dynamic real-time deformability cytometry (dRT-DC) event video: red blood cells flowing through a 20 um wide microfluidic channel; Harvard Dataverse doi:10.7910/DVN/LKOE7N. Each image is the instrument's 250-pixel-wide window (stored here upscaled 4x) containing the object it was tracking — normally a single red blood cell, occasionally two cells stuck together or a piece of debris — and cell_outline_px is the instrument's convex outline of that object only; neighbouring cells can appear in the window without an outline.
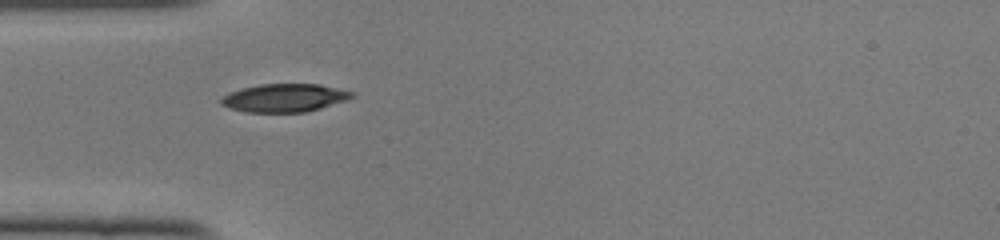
{"species": "common noctule bat (a hibernating species)", "species_latin": "Nyctalus noctula", "temperature_condition": "cold", "stored_images_in_passage": 35, "camera_frame_rate_fps": 3000, "um_per_image_px": 0.085, "animal": {"sex": "female", "body_mass_g": 22.0, "forearm_length_mm": 56.7}, "frame": {"image": 1, "passage_image": 1, "time_ms": 0.0, "image_size_px": [1000, 240], "cell_outline_px": [[356, 96], [348, 100], [320, 108], [304, 112], [244, 112], [228, 108], [220, 104], [220, 100], [228, 92], [260, 84], [320, 84], [356, 92]], "centroid_in_image_um": [24.21, 8.32], "position_along_channel_um": 60.8, "area_um2": 21.62}}
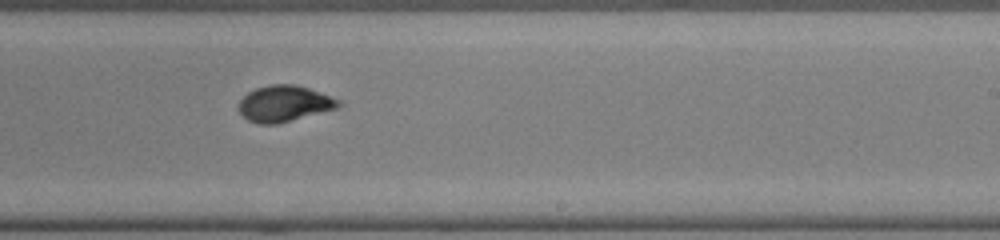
{"frame": {"image": 2, "passage_image": 16, "time_ms": 5.0, "image_size_px": [1000, 240], "cell_outline_px": [[344, 104], [340, 108], [276, 124], [260, 124], [248, 120], [236, 108], [240, 100], [248, 92], [256, 88], [272, 84], [296, 84], [308, 88], [340, 100]], "centroid_in_image_um": [24.18, 8.81], "position_along_channel_um": 264.8, "area_um2": 21.1}}
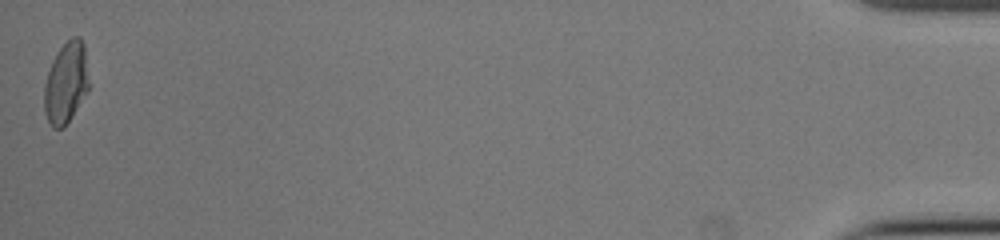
{"frame": {"image": 3, "passage_image": 35, "time_ms": 11.333, "image_size_px": [1000, 240], "cell_outline_px": [[88, 92], [64, 128], [52, 128], [44, 112], [44, 84], [52, 60], [56, 52], [72, 36], [80, 36], [84, 44], [88, 84]], "centroid_in_image_um": [5.6, 7.05], "position_along_channel_um": 429.6, "area_um2": 21.15}, "authors_computed_cell_mechanics": {"area_um2": 20.9814, "velocity_mm_per_s": 4.1081, "shape_relaxation_time_tau1_ms": 6.4023, "shape_relaxation_time_tau2_ms": 0.9467, "deformation_change_tau1": 0.2553, "deformation_change_tau2": 0.0467}}